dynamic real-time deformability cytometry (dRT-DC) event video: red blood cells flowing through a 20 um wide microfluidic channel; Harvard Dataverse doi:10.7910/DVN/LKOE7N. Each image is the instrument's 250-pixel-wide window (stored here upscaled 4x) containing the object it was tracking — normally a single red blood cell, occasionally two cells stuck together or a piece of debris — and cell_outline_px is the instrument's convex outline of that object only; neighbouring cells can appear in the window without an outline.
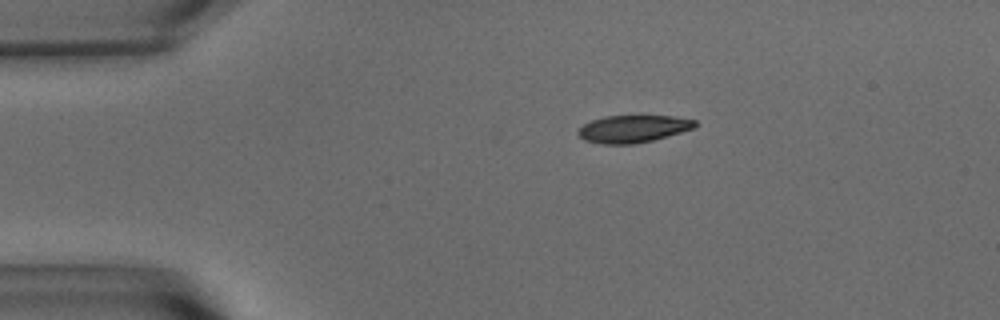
{"species": "common noctule bat (a hibernating species)", "species_latin": "Nyctalus noctula", "temperature_condition": "warm", "stored_images_in_passage": 46, "camera_frame_rate_fps": 3000, "um_per_image_px": 0.085, "animal": {"sex": "male", "body_mass_g": 15.6}, "frame": {"image": 1, "passage_image": 1, "time_ms": 0.0, "image_size_px": [1000, 320], "cell_outline_px": [[696, 128], [652, 140], [636, 144], [600, 144], [584, 140], [576, 132], [584, 124], [592, 120], [604, 116], [672, 116], [696, 120]], "centroid_in_image_um": [53.81, 10.95], "position_along_channel_um": 31.2, "area_um2": 18.61}}
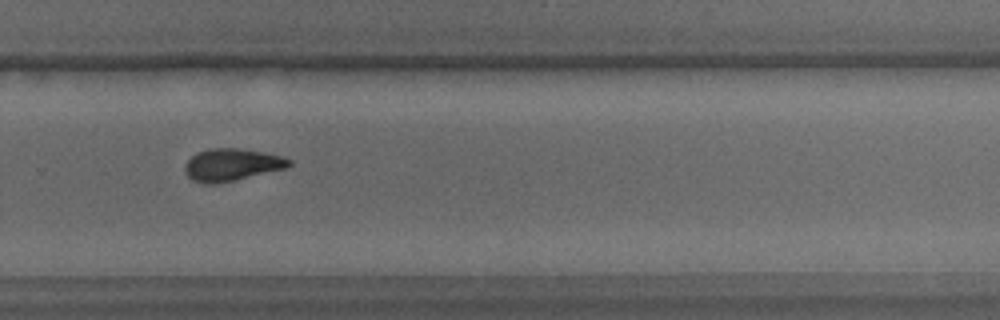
{"frame": {"image": 2, "passage_image": 28, "time_ms": 9.0, "image_size_px": [1000, 320], "cell_outline_px": [[292, 164], [288, 168], [216, 184], [204, 184], [192, 180], [184, 172], [184, 164], [196, 152], [208, 148], [236, 148], [264, 152], [280, 156], [292, 160]], "centroid_in_image_um": [19.68, 14.0], "position_along_channel_um": 310.1, "area_um2": 19.77}}
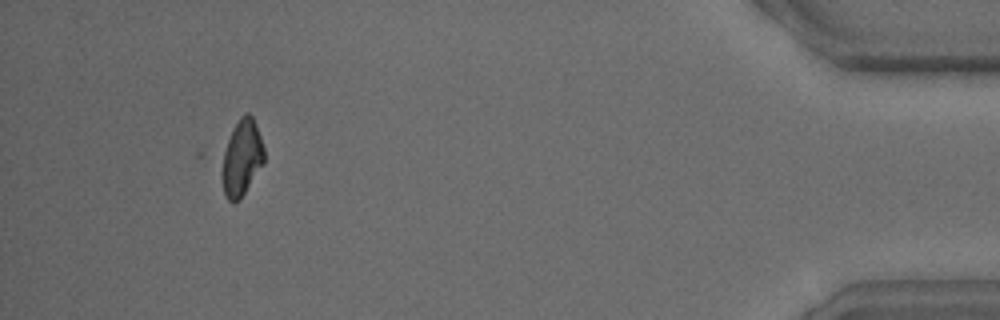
{"frame": {"image": 3, "passage_image": 42, "time_ms": 13.667, "image_size_px": [1000, 320], "cell_outline_px": [[264, 164], [240, 200], [232, 204], [224, 196], [224, 152], [232, 128], [240, 116], [244, 112], [248, 112], [252, 116], [256, 124], [264, 148]], "centroid_in_image_um": [20.59, 13.41], "position_along_channel_um": 414.6, "area_um2": 18.5}, "authors_computed_cell_mechanics": {"area_um2": 19.6809, "velocity_mm_per_s": 3.6357, "shape_relaxation_time_tau1_ms": 4.7983, "shape_relaxation_time_tau2_ms": 4.1879, "deformation_change_tau1": 0.1441, "deformation_change_tau2": 0.1041}}